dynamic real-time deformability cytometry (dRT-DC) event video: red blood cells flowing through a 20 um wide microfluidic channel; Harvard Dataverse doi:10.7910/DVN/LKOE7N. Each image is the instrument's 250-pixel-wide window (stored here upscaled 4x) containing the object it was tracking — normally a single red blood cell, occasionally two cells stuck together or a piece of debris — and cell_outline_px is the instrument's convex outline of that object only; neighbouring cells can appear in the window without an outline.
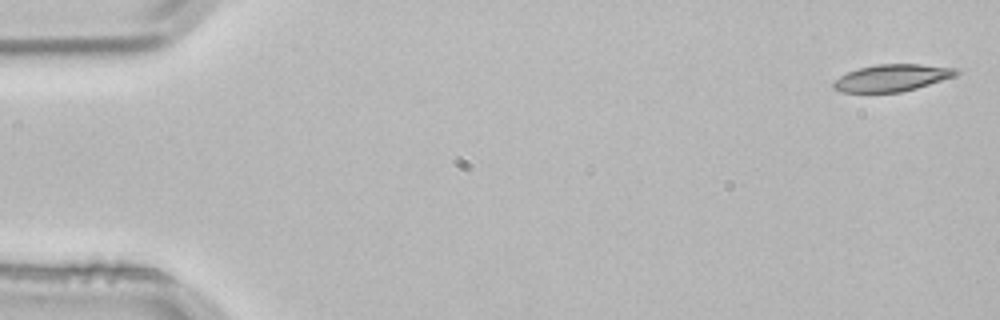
{"species": "common noctule bat (a hibernating species)", "species_latin": "Nyctalus noctula", "temperature_condition": "room temperature", "stored_images_in_passage": 3, "camera_frame_rate_fps": 3000, "um_per_image_px": 0.085, "animal": {"sex": "male", "body_mass_g": 21.5, "forearm_length_mm": 52.0}, "frame": {"image": 1, "passage_image": 1, "time_ms": 0.0, "image_size_px": [1000, 320], "cell_outline_px": [[960, 72], [956, 76], [916, 88], [900, 92], [840, 92], [832, 88], [832, 80], [848, 72], [860, 68], [876, 64], [920, 64], [960, 68]], "centroid_in_image_um": [75.82, 6.61], "position_along_channel_um": 9.2, "area_um2": 19.42}}
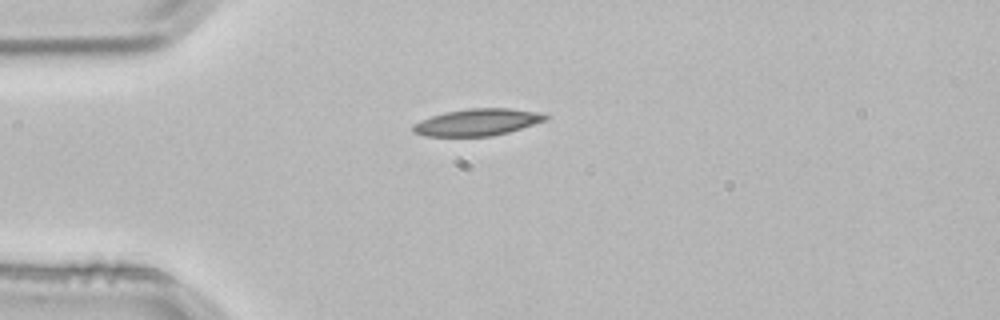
{"frame": {"image": 2, "passage_image": 3, "time_ms": 0.667, "image_size_px": [1000, 320], "cell_outline_px": [[552, 116], [548, 120], [508, 132], [492, 136], [424, 136], [412, 132], [412, 124], [420, 120], [444, 112], [468, 108], [508, 108], [540, 112]], "centroid_in_image_um": [40.59, 10.38], "position_along_channel_um": 44.4, "area_um2": 20.98}}